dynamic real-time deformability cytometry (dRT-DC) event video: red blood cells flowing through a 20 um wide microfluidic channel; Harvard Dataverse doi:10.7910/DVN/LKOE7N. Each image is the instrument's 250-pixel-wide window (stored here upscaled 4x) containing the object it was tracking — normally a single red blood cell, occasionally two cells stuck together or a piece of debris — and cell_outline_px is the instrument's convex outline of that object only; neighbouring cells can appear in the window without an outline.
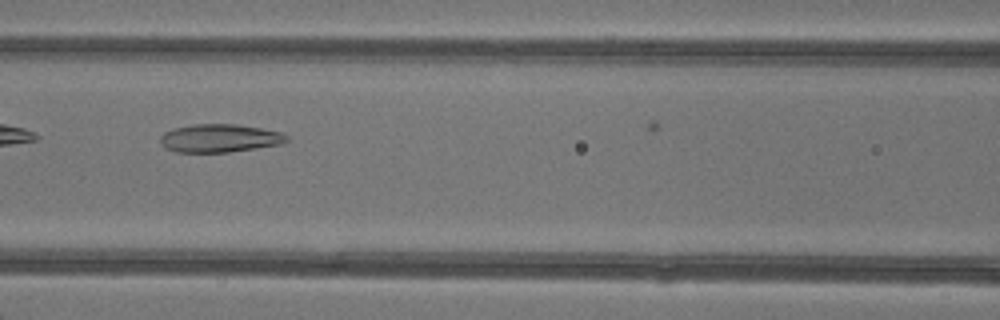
{"species": "common noctule bat (a hibernating species)", "species_latin": "Nyctalus noctula", "temperature_condition": "warm", "stored_images_in_passage": 5, "camera_frame_rate_fps": 3000, "um_per_image_px": 0.085, "animal": {"sex": "female"}, "frame": {"image": 1, "passage_image": 4, "time_ms": 3.333, "image_size_px": [1000, 320], "cell_outline_px": [[288, 140], [280, 144], [256, 148], [228, 152], [176, 152], [160, 144], [160, 136], [164, 132], [172, 128], [192, 124], [236, 124], [260, 128], [280, 132], [288, 136]], "centroid_in_image_um": [18.63, 11.74], "position_along_channel_um": 148.0, "area_um2": 20.69}}